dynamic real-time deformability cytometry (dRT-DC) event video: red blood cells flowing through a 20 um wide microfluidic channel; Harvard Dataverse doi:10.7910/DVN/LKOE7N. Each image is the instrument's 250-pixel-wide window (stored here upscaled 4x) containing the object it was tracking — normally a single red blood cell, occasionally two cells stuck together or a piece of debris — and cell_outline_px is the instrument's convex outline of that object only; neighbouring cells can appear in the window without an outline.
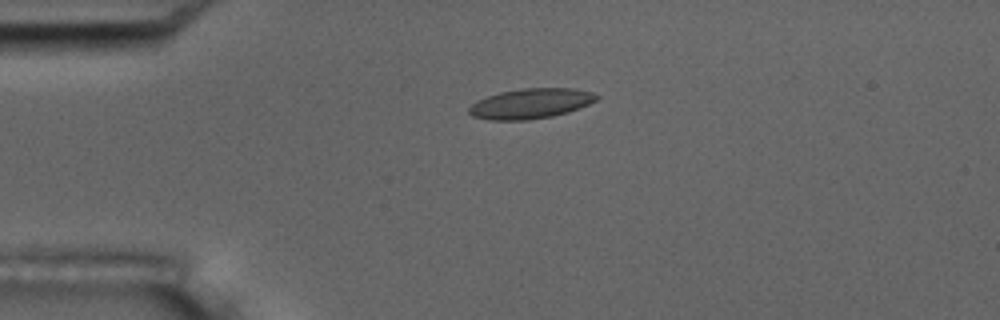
{"species": "common noctule bat (a hibernating species)", "species_latin": "Nyctalus noctula", "temperature_condition": "room temperature", "stored_images_in_passage": 43, "camera_frame_rate_fps": 3000, "um_per_image_px": 0.085, "animal": {"sex": "male", "body_mass_g": 17.5, "forearm_length_mm": 52.3}, "frame": {"image": 1, "passage_image": 1, "time_ms": 0.0, "image_size_px": [1000, 320], "cell_outline_px": [[600, 96], [596, 100], [580, 108], [568, 112], [552, 116], [528, 120], [488, 120], [472, 116], [468, 112], [468, 108], [476, 100], [500, 92], [520, 88], [576, 88], [592, 92]], "centroid_in_image_um": [45.1, 8.8], "position_along_channel_um": 39.9, "area_um2": 22.54}}
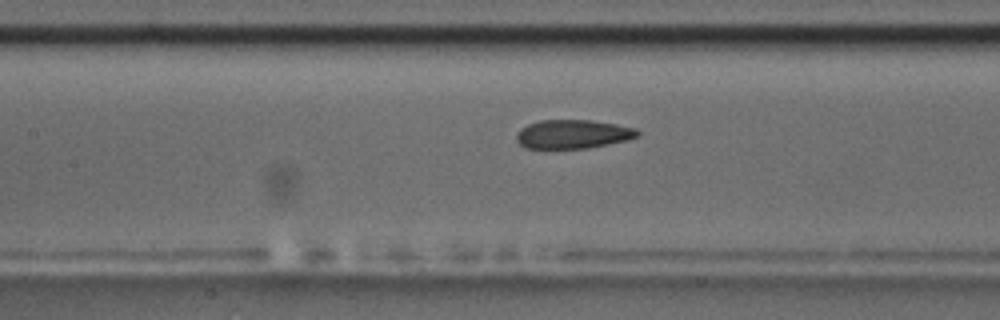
{"frame": {"image": 2, "passage_image": 13, "time_ms": 4.0, "image_size_px": [1000, 320], "cell_outline_px": [[640, 136], [628, 140], [588, 148], [524, 148], [516, 140], [516, 136], [520, 128], [528, 124], [540, 120], [592, 120], [616, 124], [636, 128], [640, 132]], "centroid_in_image_um": [48.71, 11.4], "position_along_channel_um": 158.7, "area_um2": 20.46}}
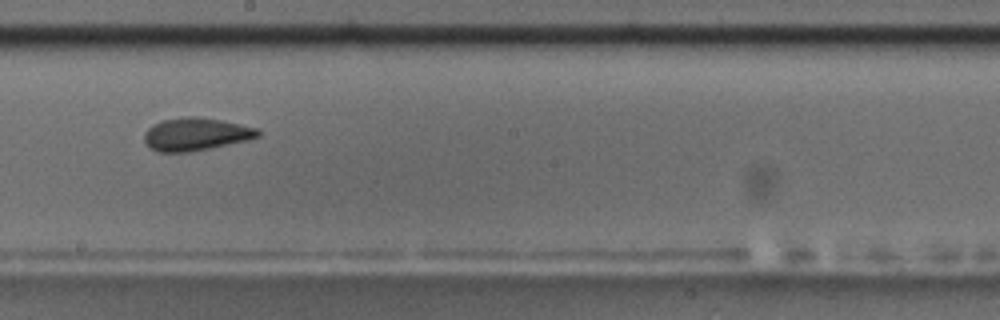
{"frame": {"image": 3, "passage_image": 19, "time_ms": 6.0, "image_size_px": [1000, 320], "cell_outline_px": [[260, 136], [248, 140], [188, 152], [156, 152], [148, 148], [144, 144], [144, 132], [152, 124], [164, 120], [184, 116], [196, 116], [220, 120], [260, 128]], "centroid_in_image_um": [16.61, 11.41], "position_along_channel_um": 231.6, "area_um2": 21.91}, "authors_computed_cell_mechanics": {"area_um2": 21.6172, "velocity_mm_per_s": 3.6656, "shape_relaxation_time_tau1_ms": 8.1841, "shape_relaxation_time_tau2_ms": 1.6788, "deformation_change_tau1": 0.1677, "deformation_change_tau2": 0.069}}